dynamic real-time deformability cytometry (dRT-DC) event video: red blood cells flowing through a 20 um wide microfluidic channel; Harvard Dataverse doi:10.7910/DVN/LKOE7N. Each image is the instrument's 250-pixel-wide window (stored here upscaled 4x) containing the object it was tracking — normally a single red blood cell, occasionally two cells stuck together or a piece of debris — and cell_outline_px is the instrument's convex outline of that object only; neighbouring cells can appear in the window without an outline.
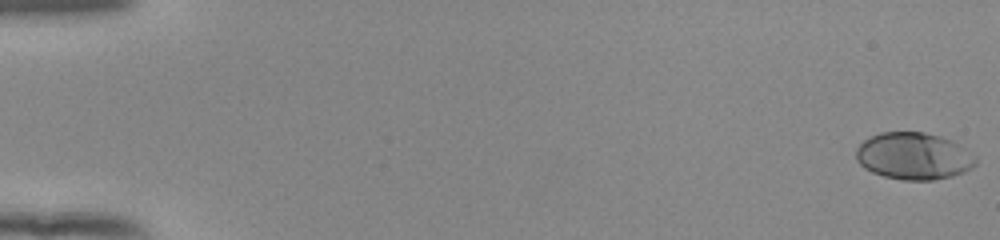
{"species": "human", "species_latin": "Homo sapiens", "temperature_condition": "room temperature", "stored_images_in_passage": 55, "camera_frame_rate_fps": 3000, "um_per_image_px": 0.085, "donor": {"sex": "female"}, "frame": {"image": 1, "passage_image": 1, "time_ms": 0.0, "image_size_px": [1000, 240], "cell_outline_px": [[976, 164], [972, 168], [964, 172], [952, 176], [932, 180], [904, 180], [884, 176], [872, 172], [864, 168], [856, 160], [856, 148], [864, 140], [880, 132], [924, 132], [940, 136], [952, 140], [976, 156]], "centroid_in_image_um": [77.67, 13.27], "position_along_channel_um": 7.3, "area_um2": 32.83}}
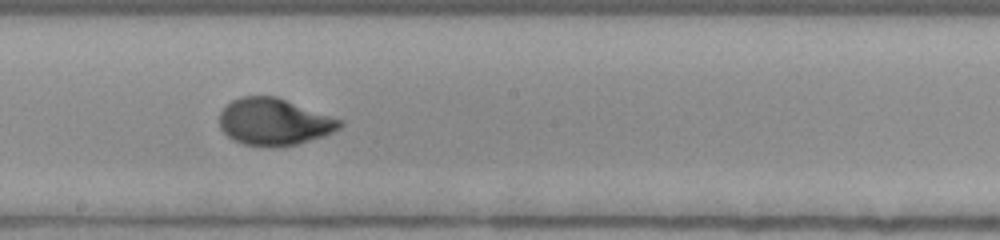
{"frame": {"image": 2, "passage_image": 32, "time_ms": 10.333, "image_size_px": [1000, 240], "cell_outline_px": [[344, 124], [340, 128], [324, 136], [296, 144], [272, 148], [244, 144], [232, 140], [220, 128], [220, 112], [232, 100], [240, 96], [276, 96], [344, 120]], "centroid_in_image_um": [23.31, 10.36], "position_along_channel_um": 224.9, "area_um2": 33.12}}
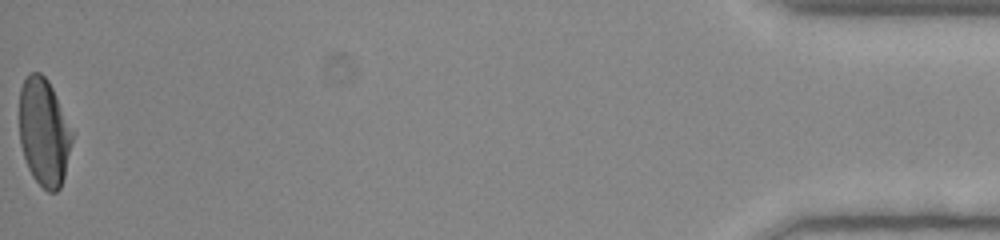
{"frame": {"image": 3, "passage_image": 55, "time_ms": 18.0, "image_size_px": [1000, 240], "cell_outline_px": [[72, 140], [64, 176], [60, 188], [56, 192], [48, 192], [32, 176], [28, 168], [20, 144], [20, 88], [28, 72], [40, 72], [48, 80], [52, 88], [72, 132]], "centroid_in_image_um": [3.71, 11.23], "position_along_channel_um": 431.5, "area_um2": 32.66}, "authors_computed_cell_mechanics": {"area_um2": 32.657, "velocity_mm_per_s": 3.8776, "shape_relaxation_time_tau1_ms": 4.0742, "shape_relaxation_time_tau2_ms": null, "deformation_change_tau1": 0.1999, "deformation_change_tau2": null}}